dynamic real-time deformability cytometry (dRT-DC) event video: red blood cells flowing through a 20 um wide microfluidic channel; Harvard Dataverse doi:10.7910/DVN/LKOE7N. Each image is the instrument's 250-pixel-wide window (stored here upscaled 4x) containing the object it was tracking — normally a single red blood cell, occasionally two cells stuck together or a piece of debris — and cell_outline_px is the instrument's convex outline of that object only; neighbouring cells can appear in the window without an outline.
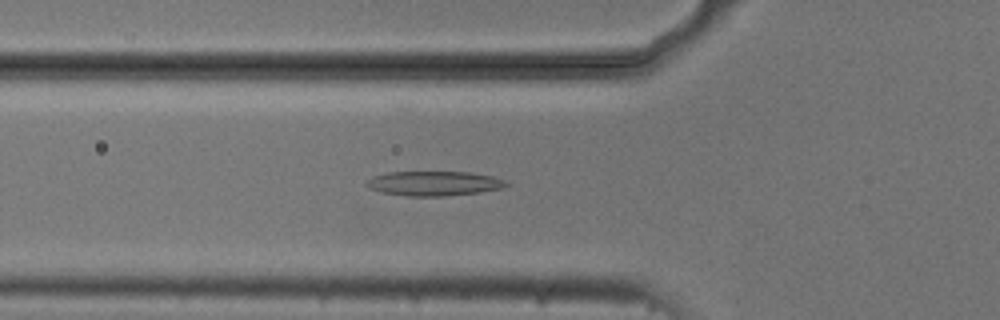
{"species": "common noctule bat (a hibernating species)", "species_latin": "Nyctalus noctula", "temperature_condition": "cold", "stored_images_in_passage": 55, "camera_frame_rate_fps": 3000, "um_per_image_px": 0.085, "animal": {"sex": "male", "body_mass_g": 20.5, "forearm_length_mm": 52.5}, "frame": {"image": 1, "passage_image": 19, "time_ms": 6.0, "image_size_px": [1000, 320], "cell_outline_px": [[508, 184], [500, 188], [480, 192], [444, 196], [408, 196], [380, 192], [368, 188], [364, 184], [372, 176], [388, 172], [472, 172], [492, 176], [504, 180]], "centroid_in_image_um": [36.83, 15.59], "position_along_channel_um": 89.0, "area_um2": 20.0}}
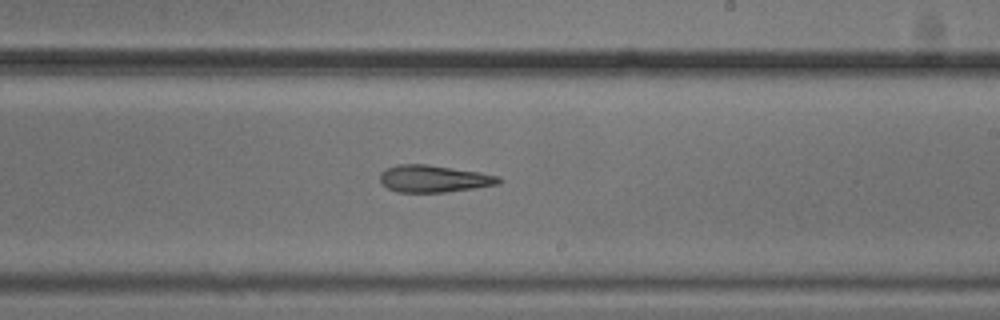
{"frame": {"image": 2, "passage_image": 32, "time_ms": 10.333, "image_size_px": [1000, 320], "cell_outline_px": [[504, 180], [500, 184], [476, 188], [444, 192], [396, 192], [388, 188], [380, 180], [380, 172], [388, 168], [400, 164], [424, 164], [480, 172], [500, 176]], "centroid_in_image_um": [36.93, 15.2], "position_along_channel_um": 252.1, "area_um2": 18.73}}
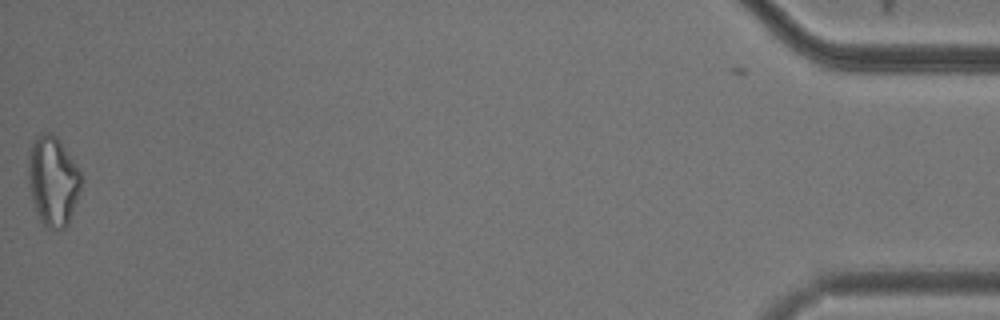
{"frame": {"image": 3, "passage_image": 54, "time_ms": 17.667, "image_size_px": [1000, 320], "cell_outline_px": [[84, 180], [68, 224], [64, 228], [48, 228], [40, 220], [36, 212], [32, 200], [28, 180], [28, 160], [32, 140], [40, 132], [48, 132], [56, 136], [60, 140], [80, 168]], "centroid_in_image_um": [4.52, 15.33], "position_along_channel_um": 430.7, "area_um2": 28.03}}